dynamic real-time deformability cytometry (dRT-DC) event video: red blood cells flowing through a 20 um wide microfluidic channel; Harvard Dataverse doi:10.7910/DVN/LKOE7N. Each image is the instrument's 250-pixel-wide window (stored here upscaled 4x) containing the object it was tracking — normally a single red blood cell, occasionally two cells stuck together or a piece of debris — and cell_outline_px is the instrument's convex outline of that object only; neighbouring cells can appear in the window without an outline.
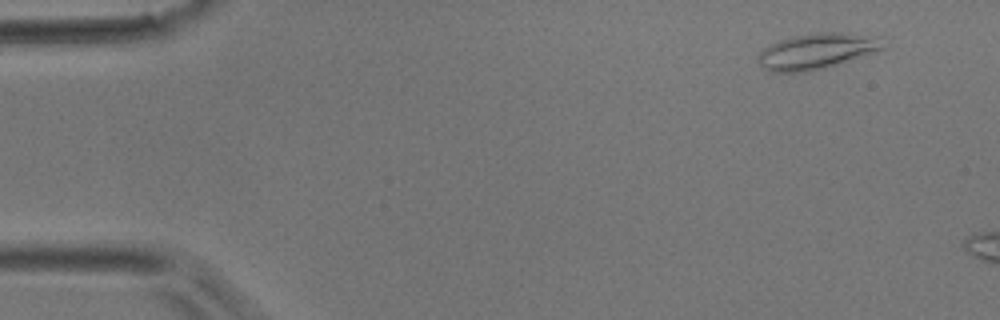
{"species": "common noctule bat (a hibernating species)", "species_latin": "Nyctalus noctula", "temperature_condition": "room temperature", "stored_images_in_passage": 2, "camera_frame_rate_fps": 3000, "um_per_image_px": 0.085, "animal": {"sex": "male", "body_mass_g": 17.9}, "frame": {"image": 1, "passage_image": 1, "time_ms": 0.0, "image_size_px": [1000, 320], "cell_outline_px": [[884, 48], [876, 52], [824, 68], [804, 72], [772, 72], [764, 68], [760, 64], [756, 56], [764, 48], [780, 40], [796, 36], [828, 32], [836, 32], [880, 36]], "centroid_in_image_um": [69.44, 4.36], "position_along_channel_um": 15.6, "area_um2": 25.66}}